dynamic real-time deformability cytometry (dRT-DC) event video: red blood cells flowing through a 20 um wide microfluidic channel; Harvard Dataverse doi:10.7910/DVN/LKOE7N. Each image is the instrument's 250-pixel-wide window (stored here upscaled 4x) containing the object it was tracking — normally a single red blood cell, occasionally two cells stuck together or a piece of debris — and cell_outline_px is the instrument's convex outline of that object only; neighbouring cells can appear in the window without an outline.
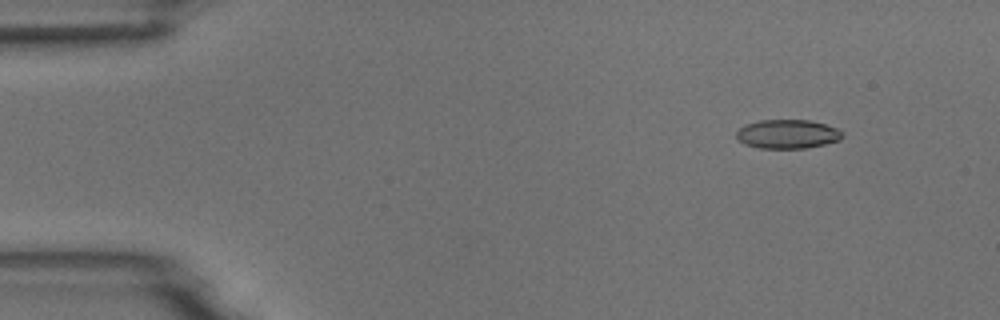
{"species": "common noctule bat (a hibernating species)", "species_latin": "Nyctalus noctula", "temperature_condition": "room temperature", "stored_images_in_passage": 49, "camera_frame_rate_fps": 3000, "um_per_image_px": 0.085, "animal": {"sex": "male", "body_mass_g": 18.8}, "frame": {"image": 1, "passage_image": 1, "time_ms": 0.0, "image_size_px": [1000, 320], "cell_outline_px": [[844, 136], [840, 140], [824, 144], [804, 148], [760, 148], [744, 144], [736, 136], [736, 132], [740, 128], [748, 124], [760, 120], [808, 120], [824, 124], [836, 128], [844, 132]], "centroid_in_image_um": [66.96, 11.4], "position_along_channel_um": 18.0, "area_um2": 17.74}}
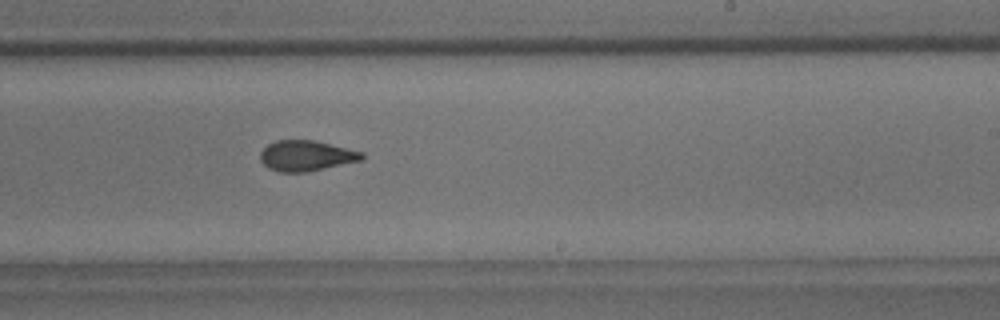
{"frame": {"image": 2, "passage_image": 28, "time_ms": 9.0, "image_size_px": [1000, 320], "cell_outline_px": [[364, 160], [308, 172], [276, 172], [268, 168], [260, 160], [260, 152], [268, 144], [276, 140], [316, 140], [364, 152]], "centroid_in_image_um": [26.05, 13.24], "position_along_channel_um": 262.9, "area_um2": 18.38}}
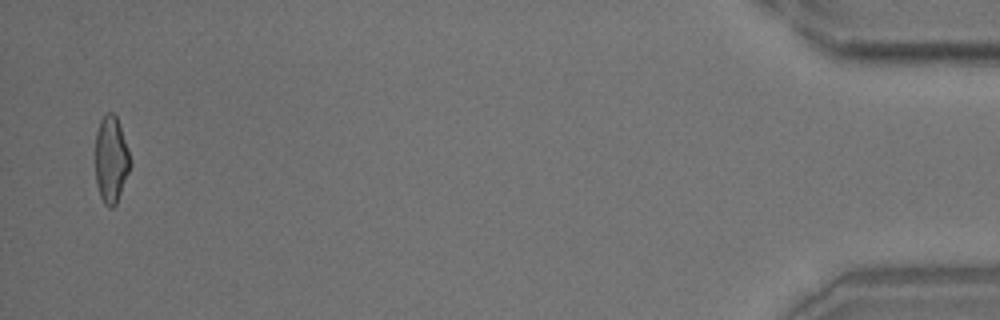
{"frame": {"image": 3, "passage_image": 48, "time_ms": 15.667, "image_size_px": [1000, 320], "cell_outline_px": [[132, 164], [116, 204], [112, 208], [108, 208], [104, 204], [100, 196], [96, 184], [96, 132], [100, 120], [108, 112], [112, 112], [116, 116], [128, 148], [132, 160]], "centroid_in_image_um": [9.45, 13.58], "position_along_channel_um": 425.7, "area_um2": 17.69}, "authors_computed_cell_mechanics": {"area_um2": 18.3804, "velocity_mm_per_s": 3.7469, "shape_relaxation_time_tau1_ms": 5.527, "shape_relaxation_time_tau2_ms": 1.8592, "deformation_change_tau1": 0.1778, "deformation_change_tau2": 0.0982}}